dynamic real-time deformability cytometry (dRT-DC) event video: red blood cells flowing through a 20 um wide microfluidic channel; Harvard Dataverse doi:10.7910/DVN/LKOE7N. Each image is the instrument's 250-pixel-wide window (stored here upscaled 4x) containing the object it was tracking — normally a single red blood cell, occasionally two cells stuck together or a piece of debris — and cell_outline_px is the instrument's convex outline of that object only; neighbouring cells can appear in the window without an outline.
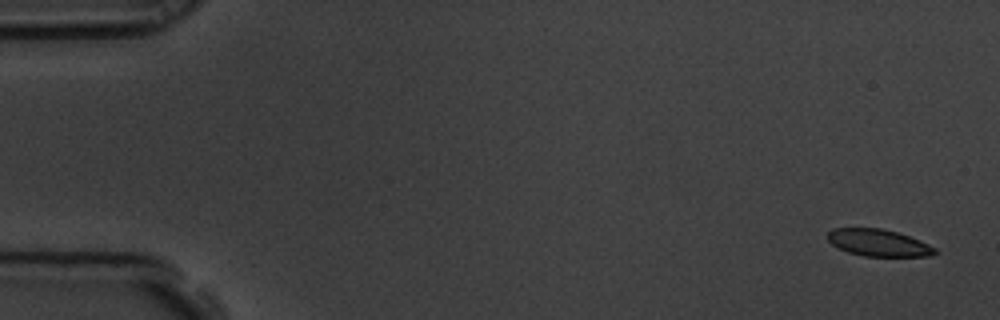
{"species": "common noctule bat (a hibernating species)", "species_latin": "Nyctalus noctula", "temperature_condition": "room temperature", "stored_images_in_passage": 6, "camera_frame_rate_fps": 3000, "um_per_image_px": 0.085, "animal": {"sex": "male", "body_mass_g": 19.5, "forearm_length_mm": 54.6}, "frame": {"image": 1, "passage_image": 1, "time_ms": 0.0, "image_size_px": [1000, 320], "cell_outline_px": [[940, 252], [928, 256], [864, 256], [848, 252], [832, 244], [828, 240], [828, 232], [832, 228], [880, 228], [896, 232], [908, 236], [928, 244], [936, 248]], "centroid_in_image_um": [74.67, 20.64], "position_along_channel_um": 10.3, "area_um2": 16.7}}
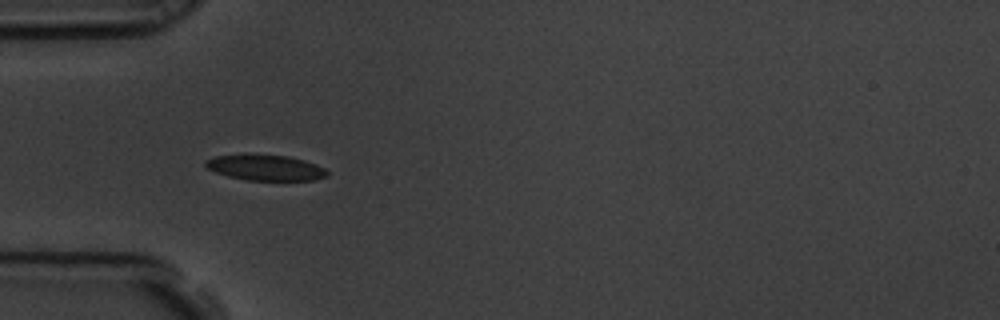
{"frame": {"image": 2, "passage_image": 5, "time_ms": 1.333, "image_size_px": [1000, 320], "cell_outline_px": [[328, 176], [316, 180], [248, 180], [228, 176], [204, 168], [204, 160], [216, 156], [248, 152], [288, 156], [304, 160], [316, 164], [324, 168], [328, 172]], "centroid_in_image_um": [22.51, 14.21], "position_along_channel_um": 62.5, "area_um2": 18.79}}